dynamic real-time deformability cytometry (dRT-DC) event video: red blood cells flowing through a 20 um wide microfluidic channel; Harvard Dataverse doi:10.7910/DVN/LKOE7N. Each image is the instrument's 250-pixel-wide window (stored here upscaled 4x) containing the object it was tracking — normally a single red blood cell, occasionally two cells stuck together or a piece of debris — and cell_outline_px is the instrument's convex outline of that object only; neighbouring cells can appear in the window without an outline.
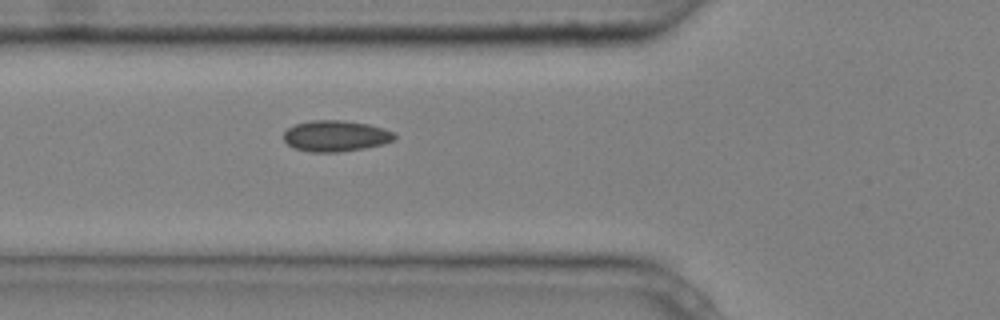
{"species": "common noctule bat (a hibernating species)", "species_latin": "Nyctalus noctula", "temperature_condition": "cold", "stored_images_in_passage": 5, "segment_of_instrument_passage": [1, 2], "camera_frame_rate_fps": 3000, "um_per_image_px": 0.085, "animal": {"sex": "male", "body_mass_g": 20.4}, "frame": {"image": 1, "passage_image": 4, "time_ms": 1.0, "image_size_px": [1000, 320], "cell_outline_px": [[396, 140], [384, 144], [364, 148], [336, 152], [308, 152], [292, 148], [284, 140], [284, 132], [288, 128], [296, 124], [312, 120], [344, 120], [368, 124], [384, 128], [396, 132]], "centroid_in_image_um": [28.56, 11.56], "position_along_channel_um": 97.2, "area_um2": 20.29}}